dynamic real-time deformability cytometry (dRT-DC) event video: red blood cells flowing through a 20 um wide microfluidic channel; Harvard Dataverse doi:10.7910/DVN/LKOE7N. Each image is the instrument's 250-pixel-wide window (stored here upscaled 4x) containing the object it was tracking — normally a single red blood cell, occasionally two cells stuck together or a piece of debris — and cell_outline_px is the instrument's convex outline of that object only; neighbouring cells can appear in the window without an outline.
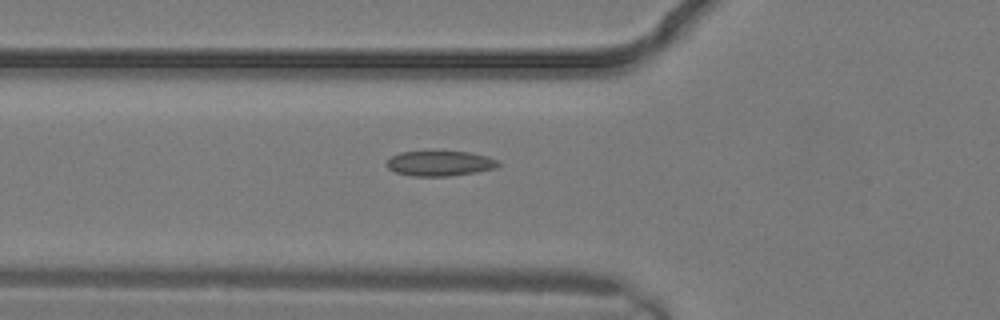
{"species": "common noctule bat (a hibernating species)", "species_latin": "Nyctalus noctula", "temperature_condition": "warm", "stored_images_in_passage": 4, "camera_frame_rate_fps": 3000, "um_per_image_px": 0.085, "animal": {"sex": "male", "body_mass_g": 19.2, "forearm_length_mm": 51.8}, "frame": {"image": 1, "passage_image": 3, "time_ms": 0.667, "image_size_px": [1000, 320], "cell_outline_px": [[500, 164], [496, 168], [476, 172], [452, 176], [412, 176], [396, 172], [388, 168], [384, 164], [392, 156], [400, 152], [468, 152], [488, 156], [496, 160]], "centroid_in_image_um": [37.38, 13.9], "position_along_channel_um": 88.4, "area_um2": 16.24}}